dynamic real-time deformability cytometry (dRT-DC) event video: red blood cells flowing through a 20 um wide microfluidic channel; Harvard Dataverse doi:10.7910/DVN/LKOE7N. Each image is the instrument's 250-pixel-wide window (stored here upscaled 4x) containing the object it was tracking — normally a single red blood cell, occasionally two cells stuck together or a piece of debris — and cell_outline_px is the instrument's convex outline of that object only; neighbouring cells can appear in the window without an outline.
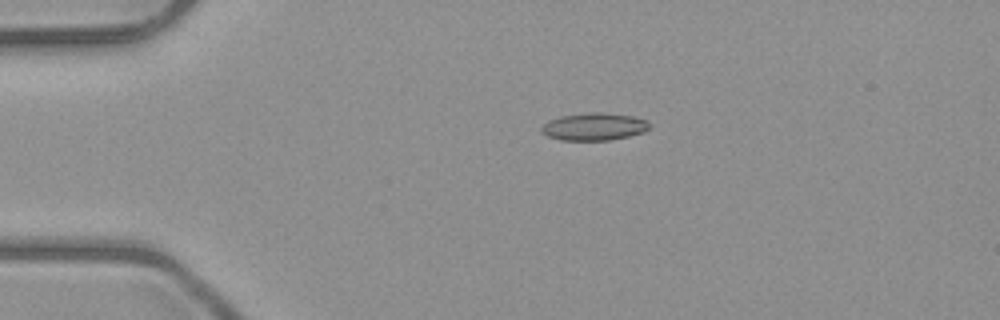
{"species": "common noctule bat (a hibernating species)", "species_latin": "Nyctalus noctula", "temperature_condition": "room temperature", "stored_images_in_passage": 5, "camera_frame_rate_fps": 3000, "um_per_image_px": 0.085, "animal": {"sex": "male", "body_mass_g": 23.1, "forearm_length_mm": 52.7}, "frame": {"image": 1, "passage_image": 5, "time_ms": 4.667, "image_size_px": [1000, 320], "cell_outline_px": [[648, 128], [644, 132], [628, 136], [608, 140], [560, 140], [548, 136], [540, 132], [540, 128], [548, 120], [560, 116], [588, 112], [604, 112], [632, 116], [648, 120]], "centroid_in_image_um": [50.46, 10.75], "position_along_channel_um": 34.5, "area_um2": 17.34}}